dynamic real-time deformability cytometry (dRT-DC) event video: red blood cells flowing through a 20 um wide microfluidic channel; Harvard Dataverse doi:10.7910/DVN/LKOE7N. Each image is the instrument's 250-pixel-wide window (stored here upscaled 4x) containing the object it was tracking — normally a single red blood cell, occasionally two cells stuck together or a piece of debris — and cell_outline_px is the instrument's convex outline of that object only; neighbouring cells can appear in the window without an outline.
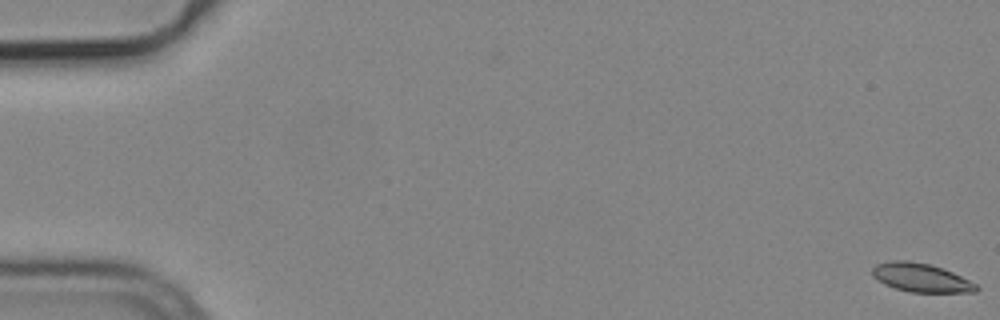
{"species": "common noctule bat (a hibernating species)", "species_latin": "Nyctalus noctula", "temperature_condition": "cold", "stored_images_in_passage": 56, "camera_frame_rate_fps": 3000, "um_per_image_px": 0.085, "animal": {"sex": "male", "body_mass_g": 19.2, "forearm_length_mm": 51.8}, "frame": {"image": 1, "passage_image": 1, "time_ms": 0.0, "image_size_px": [1000, 320], "cell_outline_px": [[980, 288], [976, 292], [908, 292], [884, 284], [872, 276], [872, 268], [876, 264], [892, 260], [908, 260], [928, 264], [952, 272], [976, 284]], "centroid_in_image_um": [78.26, 23.6], "position_along_channel_um": 6.7, "area_um2": 17.22}}
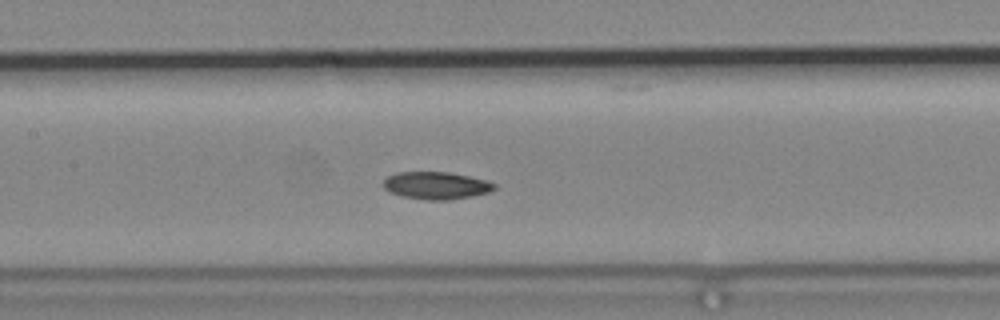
{"frame": {"image": 2, "passage_image": 27, "time_ms": 8.667, "image_size_px": [1000, 320], "cell_outline_px": [[496, 188], [488, 192], [472, 196], [448, 200], [428, 200], [400, 196], [388, 192], [380, 184], [388, 176], [396, 172], [448, 172], [488, 180], [496, 184]], "centroid_in_image_um": [37.04, 15.77], "position_along_channel_um": 170.4, "area_um2": 17.92}}
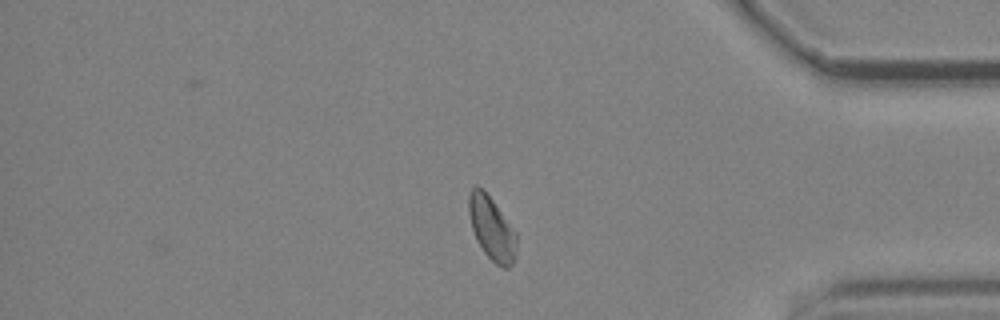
{"frame": {"image": 3, "passage_image": 47, "time_ms": 15.333, "image_size_px": [1000, 320], "cell_outline_px": [[516, 256], [512, 264], [508, 268], [504, 268], [496, 264], [484, 252], [476, 240], [472, 228], [468, 212], [468, 196], [472, 188], [476, 184], [492, 200], [516, 232]], "centroid_in_image_um": [41.79, 19.44], "position_along_channel_um": 393.4, "area_um2": 17.46}, "authors_computed_cell_mechanics": {"area_um2": 17.7735, "velocity_mm_per_s": 3.7422, "shape_relaxation_time_tau1_ms": 5.8524, "shape_relaxation_time_tau2_ms": 6.6378, "deformation_change_tau1": 0.1237, "deformation_change_tau2": 0.103}}